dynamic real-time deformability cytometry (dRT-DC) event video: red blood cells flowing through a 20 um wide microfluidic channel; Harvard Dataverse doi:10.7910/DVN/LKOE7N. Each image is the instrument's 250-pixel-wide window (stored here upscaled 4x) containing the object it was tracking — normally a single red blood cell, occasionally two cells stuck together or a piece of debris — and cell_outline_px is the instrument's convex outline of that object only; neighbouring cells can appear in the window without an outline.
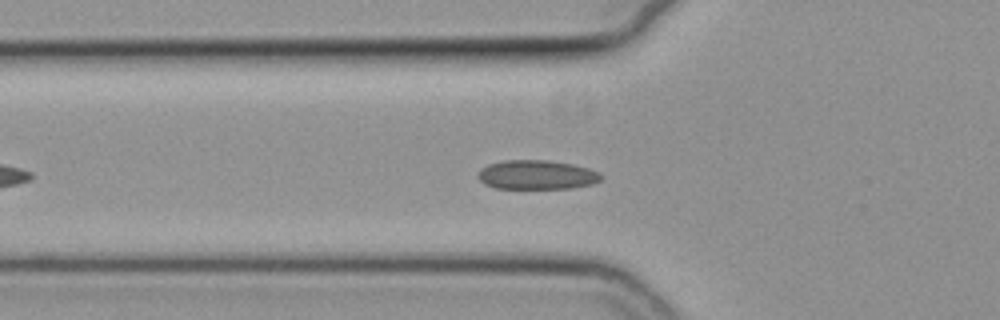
{"species": "common noctule bat (a hibernating species)", "species_latin": "Nyctalus noctula", "temperature_condition": "cold", "stored_images_in_passage": 47, "camera_frame_rate_fps": 3000, "um_per_image_px": 0.085, "animal": {"sex": "female", "body_mass_g": 19.3, "forearm_length_mm": 54.1}, "frame": {"image": 1, "passage_image": 10, "time_ms": 3.0, "image_size_px": [1000, 320], "cell_outline_px": [[604, 176], [600, 180], [592, 184], [572, 188], [496, 188], [484, 184], [476, 176], [476, 172], [480, 168], [488, 164], [504, 160], [548, 160], [572, 164], [588, 168], [600, 172]], "centroid_in_image_um": [45.6, 14.85], "position_along_channel_um": 80.2, "area_um2": 21.15}}
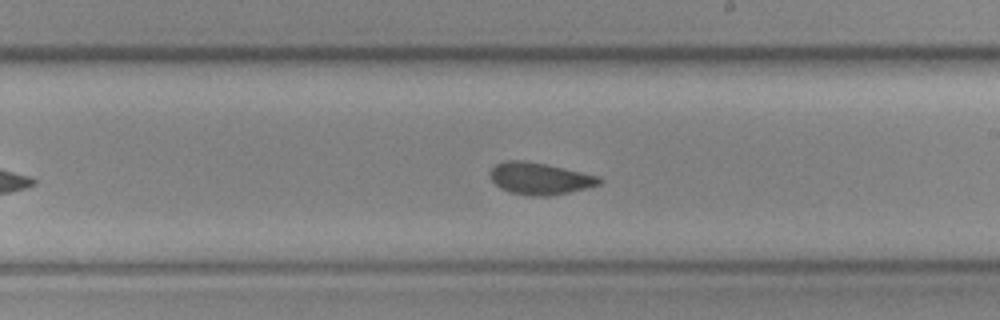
{"frame": {"image": 2, "passage_image": 23, "time_ms": 7.333, "image_size_px": [1000, 320], "cell_outline_px": [[604, 180], [600, 184], [588, 188], [552, 196], [532, 196], [508, 192], [500, 188], [488, 176], [488, 172], [496, 164], [504, 160], [524, 160], [544, 164], [600, 176]], "centroid_in_image_um": [45.87, 15.18], "position_along_channel_um": 243.1, "area_um2": 20.52}}
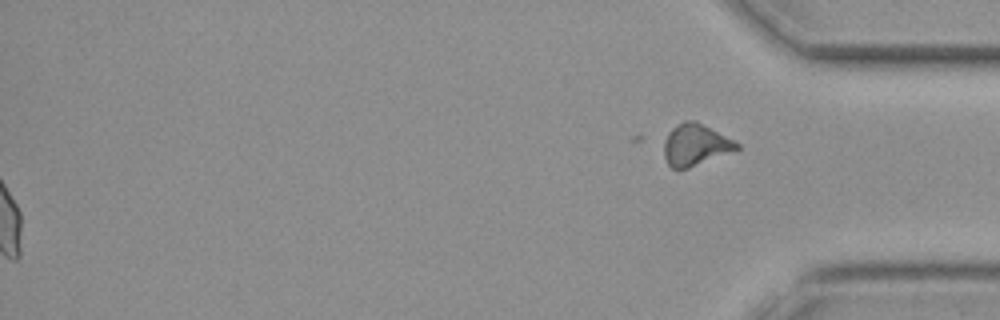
{"frame": {"image": 3, "passage_image": 47, "time_ms": 15.333, "image_size_px": [1000, 320], "cell_outline_px": [[740, 148], [688, 168], [672, 168], [668, 164], [664, 156], [664, 140], [668, 132], [676, 124], [684, 120], [696, 120], [740, 144]], "centroid_in_image_um": [59.07, 12.28], "position_along_channel_um": 376.1, "area_um2": 17.46}, "authors_computed_cell_mechanics": {"area_um2": 20.519, "velocity_mm_per_s": 3.7577, "shape_relaxation_time_tau1_ms": 7.6312, "shape_relaxation_time_tau2_ms": 1.3645, "deformation_change_tau1": 0.1369, "deformation_change_tau2": 0.0486}}